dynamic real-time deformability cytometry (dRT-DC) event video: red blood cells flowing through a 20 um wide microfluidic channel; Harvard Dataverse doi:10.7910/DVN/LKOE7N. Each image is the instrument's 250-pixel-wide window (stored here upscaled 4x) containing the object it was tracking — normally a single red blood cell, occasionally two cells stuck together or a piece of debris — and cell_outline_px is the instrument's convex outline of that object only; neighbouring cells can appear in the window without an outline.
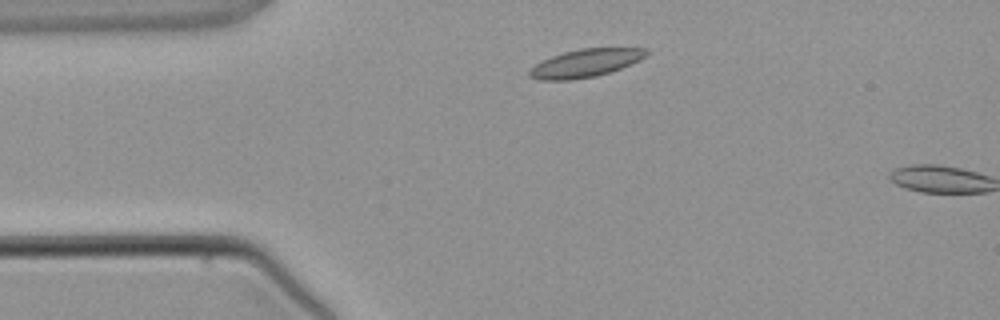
{"species": "common noctule bat (a hibernating species)", "species_latin": "Nyctalus noctula", "temperature_condition": "warm", "stored_images_in_passage": 2, "camera_frame_rate_fps": 3000, "um_per_image_px": 0.085, "animal": {"sex": "male", "body_mass_g": 21.5, "forearm_length_mm": 52.0}, "frame": {"image": 1, "passage_image": 1, "time_ms": 0.0, "image_size_px": [1000, 320], "cell_outline_px": [[648, 52], [640, 60], [620, 68], [596, 76], [572, 80], [540, 80], [528, 76], [528, 72], [536, 64], [552, 56], [564, 52], [580, 48], [648, 48]], "centroid_in_image_um": [49.75, 5.36], "position_along_channel_um": 35.2, "area_um2": 18.84}}